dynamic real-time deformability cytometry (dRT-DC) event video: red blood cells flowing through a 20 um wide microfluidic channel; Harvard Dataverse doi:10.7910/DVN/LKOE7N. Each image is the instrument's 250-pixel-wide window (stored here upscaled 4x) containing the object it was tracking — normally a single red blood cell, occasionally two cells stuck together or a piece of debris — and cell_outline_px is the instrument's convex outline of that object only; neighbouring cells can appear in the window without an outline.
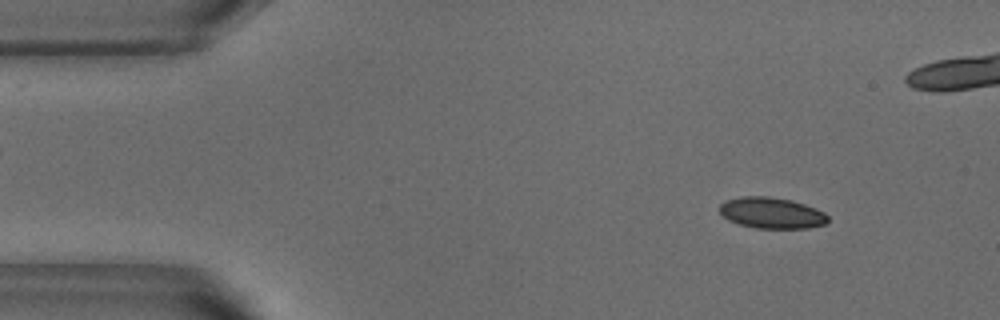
{"species": "common noctule bat (a hibernating species)", "species_latin": "Nyctalus noctula", "temperature_condition": "warm", "stored_images_in_passage": 52, "camera_frame_rate_fps": 3000, "um_per_image_px": 0.085, "animal": {"sex": "male", "body_mass_g": 18.8}, "frame": {"image": 1, "passage_image": 5, "time_ms": 1.333, "image_size_px": [1000, 320], "cell_outline_px": [[828, 220], [824, 224], [808, 228], [756, 228], [740, 224], [728, 220], [720, 212], [720, 204], [724, 200], [740, 196], [768, 196], [792, 200], [816, 208], [824, 212], [828, 216]], "centroid_in_image_um": [65.58, 18.09], "position_along_channel_um": 19.4, "area_um2": 19.65}}
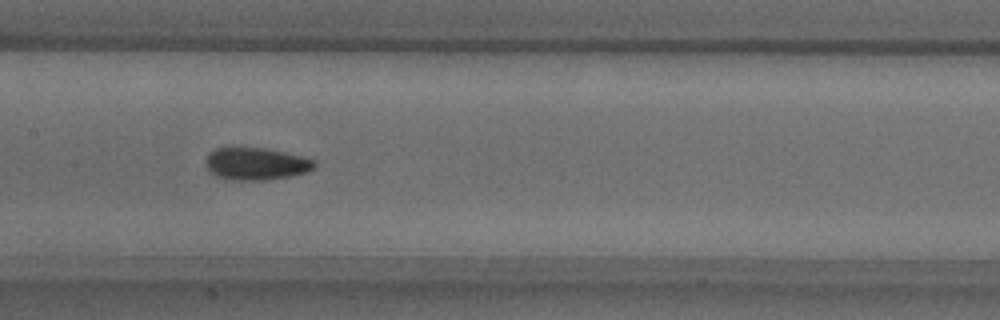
{"frame": {"image": 2, "passage_image": 24, "time_ms": 7.667, "image_size_px": [1000, 320], "cell_outline_px": [[316, 168], [308, 172], [292, 176], [264, 180], [232, 180], [216, 176], [208, 168], [208, 156], [216, 148], [228, 144], [232, 144], [268, 148], [316, 160]], "centroid_in_image_um": [21.79, 13.88], "position_along_channel_um": 185.6, "area_um2": 21.1}}
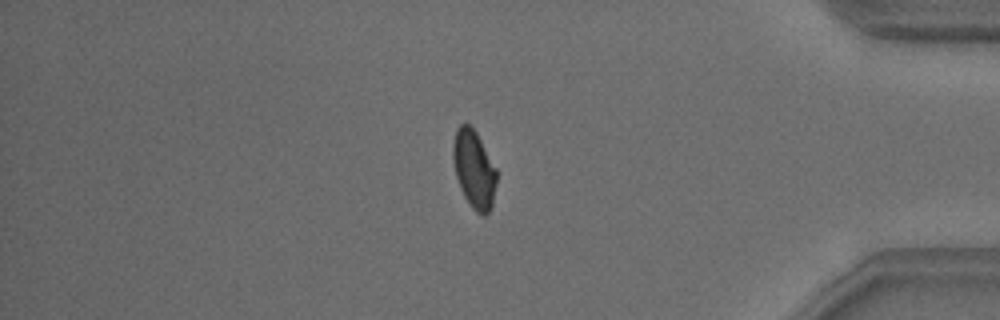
{"frame": {"image": 3, "passage_image": 43, "time_ms": 14.0, "image_size_px": [1000, 320], "cell_outline_px": [[496, 184], [492, 204], [488, 212], [484, 216], [480, 216], [472, 208], [464, 196], [460, 188], [456, 176], [452, 160], [452, 144], [456, 128], [460, 124], [468, 124], [476, 132], [496, 168]], "centroid_in_image_um": [40.27, 14.39], "position_along_channel_um": 394.9, "area_um2": 19.83}, "authors_computed_cell_mechanics": {"area_um2": 19.8543, "velocity_mm_per_s": 3.823, "shape_relaxation_time_tau1_ms": 4.8982, "shape_relaxation_time_tau2_ms": 1.3832, "deformation_change_tau1": 0.117, "deformation_change_tau2": 0.0693}}